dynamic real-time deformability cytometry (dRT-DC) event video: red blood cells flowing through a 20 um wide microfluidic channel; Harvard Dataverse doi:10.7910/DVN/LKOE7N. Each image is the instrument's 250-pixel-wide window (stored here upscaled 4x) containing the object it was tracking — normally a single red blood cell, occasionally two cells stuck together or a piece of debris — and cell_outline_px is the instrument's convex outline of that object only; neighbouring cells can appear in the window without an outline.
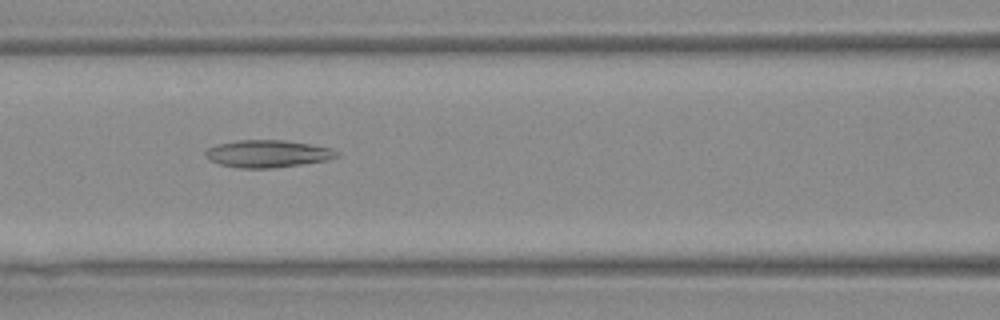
{"species": "Egyptian fruit bat (a non-hibernating species)", "species_latin": "Rousettus aegyptiacus", "temperature_condition": "warm", "stored_images_in_passage": 51, "camera_frame_rate_fps": 3000, "um_per_image_px": 0.085, "animal": {"sex": "female"}, "frame": {"image": 1, "passage_image": 21, "time_ms": 6.667, "image_size_px": [1000, 320], "cell_outline_px": [[340, 156], [324, 160], [276, 168], [240, 168], [220, 164], [208, 160], [204, 152], [208, 148], [216, 144], [236, 140], [284, 140], [332, 148], [340, 152]], "centroid_in_image_um": [22.73, 13.06], "position_along_channel_um": 143.9, "area_um2": 20.92}}
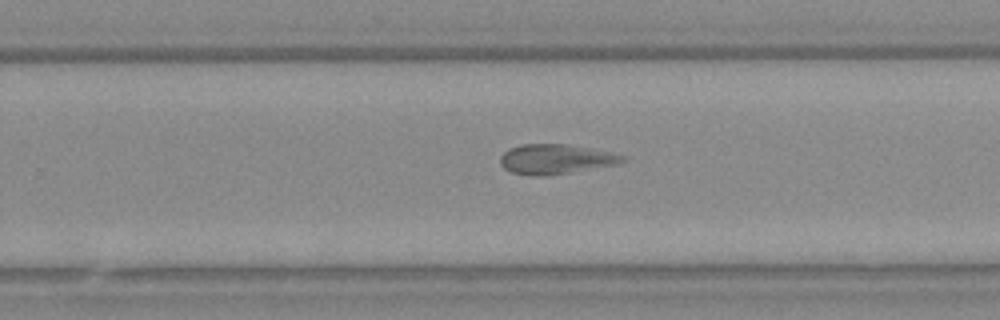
{"frame": {"image": 2, "passage_image": 32, "time_ms": 10.333, "image_size_px": [1000, 320], "cell_outline_px": [[628, 160], [616, 164], [544, 176], [528, 176], [512, 172], [504, 168], [500, 164], [500, 156], [508, 148], [520, 144], [564, 144], [612, 152], [628, 156]], "centroid_in_image_um": [47.21, 13.52], "position_along_channel_um": 282.6, "area_um2": 21.21}}
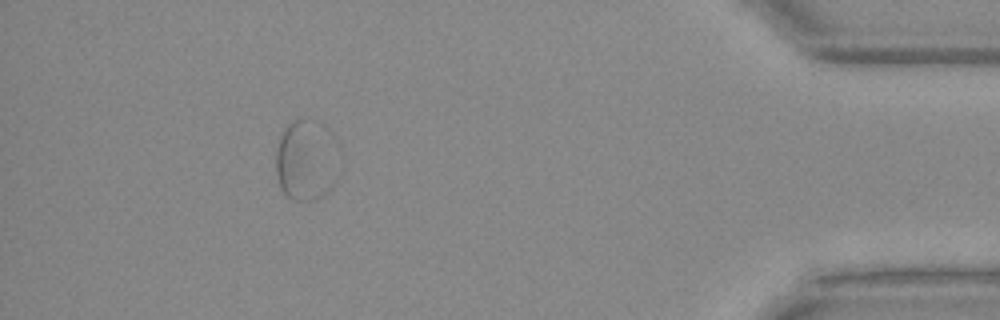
{"frame": {"image": 3, "passage_image": 46, "time_ms": 15.0, "image_size_px": [1000, 320], "cell_outline_px": [[332, 188], [320, 196], [308, 200], [296, 200], [288, 196], [280, 188], [276, 176], [276, 148], [280, 136], [284, 128], [292, 120], [300, 120]], "centroid_in_image_um": [25.44, 14.02], "position_along_channel_um": 409.8, "area_um2": 21.33}, "authors_computed_cell_mechanics": {"area_um2": 21.3282, "velocity_mm_per_s": 3.8076, "shape_relaxation_time_tau1_ms": null, "shape_relaxation_time_tau2_ms": 1.4024, "deformation_change_tau1": null, "deformation_change_tau2": 0.0709}}